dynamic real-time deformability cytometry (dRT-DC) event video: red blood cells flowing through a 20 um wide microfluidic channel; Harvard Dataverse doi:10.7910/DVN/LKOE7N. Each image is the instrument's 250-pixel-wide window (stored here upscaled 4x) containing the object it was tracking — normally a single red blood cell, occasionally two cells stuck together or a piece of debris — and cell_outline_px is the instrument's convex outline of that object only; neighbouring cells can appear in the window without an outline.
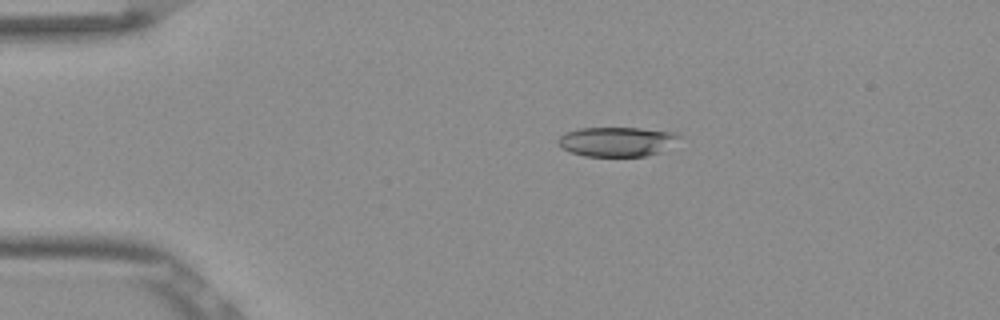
{"species": "Egyptian fruit bat (a non-hibernating species)", "species_latin": "Rousettus aegyptiacus", "temperature_condition": "room temperature", "stored_images_in_passage": 45, "camera_frame_rate_fps": 3000, "um_per_image_px": 0.085, "frame": {"image": 1, "passage_image": 3, "time_ms": 0.667, "image_size_px": [1000, 320], "cell_outline_px": [[680, 136], [660, 152], [644, 156], [584, 156], [572, 152], [556, 144], [556, 140], [564, 132], [580, 128], [640, 128], [676, 132]], "centroid_in_image_um": [52.37, 12.03], "position_along_channel_um": 32.6, "area_um2": 20.63}}
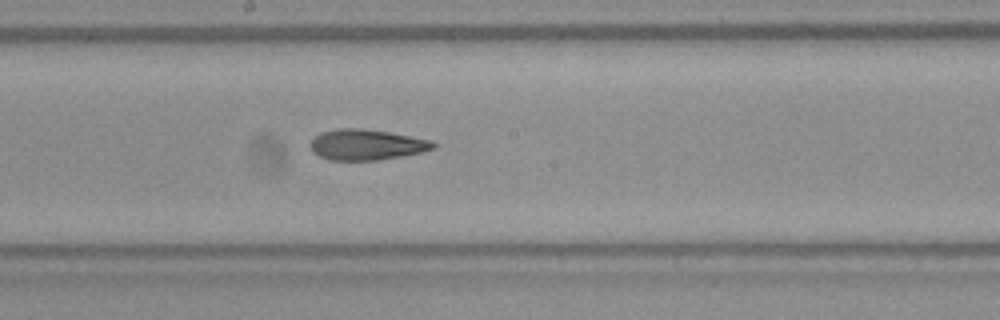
{"frame": {"image": 2, "passage_image": 21, "time_ms": 6.667, "image_size_px": [1000, 320], "cell_outline_px": [[436, 148], [420, 152], [400, 156], [376, 160], [328, 160], [312, 152], [308, 144], [320, 132], [336, 128], [360, 128], [388, 132], [432, 140], [436, 144]], "centroid_in_image_um": [31.11, 12.29], "position_along_channel_um": 217.1, "area_um2": 21.96}}
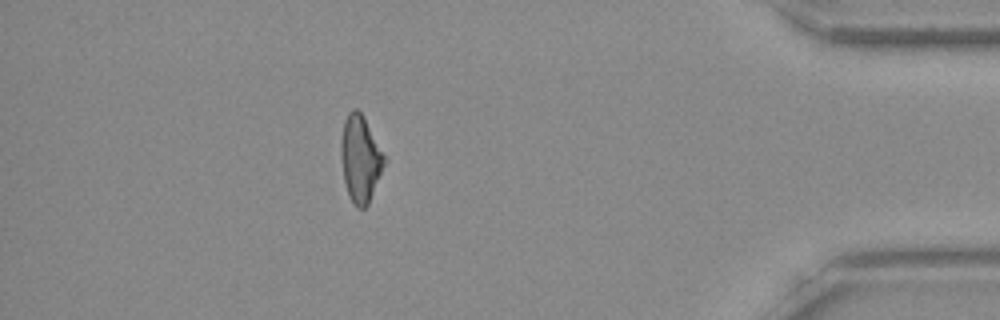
{"frame": {"image": 3, "passage_image": 39, "time_ms": 12.667, "image_size_px": [1000, 320], "cell_outline_px": [[388, 160], [368, 204], [364, 208], [356, 208], [348, 192], [344, 180], [340, 156], [340, 144], [344, 120], [348, 112], [352, 108], [356, 108], [364, 116]], "centroid_in_image_um": [30.65, 13.46], "position_along_channel_um": 404.6, "area_um2": 22.2}, "authors_computed_cell_mechanics": {"area_um2": 22.0218, "velocity_mm_per_s": 3.8766, "shape_relaxation_time_tau1_ms": 5.4678, "shape_relaxation_time_tau2_ms": 4.5358, "deformation_change_tau1": 0.1959, "deformation_change_tau2": 0.1474}}